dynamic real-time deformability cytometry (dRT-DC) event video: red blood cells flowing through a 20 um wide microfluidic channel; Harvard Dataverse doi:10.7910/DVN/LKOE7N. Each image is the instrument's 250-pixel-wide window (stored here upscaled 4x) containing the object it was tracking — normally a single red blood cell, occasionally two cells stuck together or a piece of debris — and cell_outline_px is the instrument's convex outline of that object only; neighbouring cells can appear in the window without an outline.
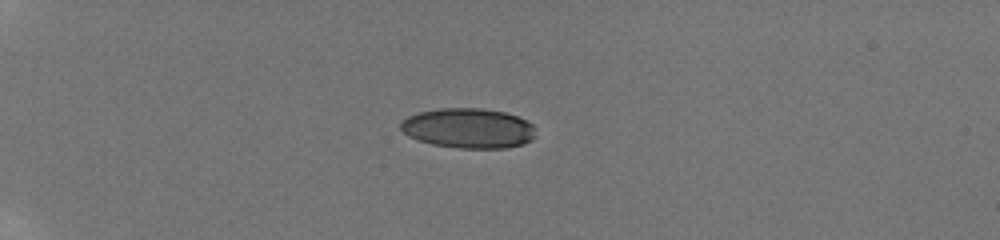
{"species": "human", "species_latin": "Homo sapiens", "temperature_condition": "room temperature", "stored_images_in_passage": 34, "camera_frame_rate_fps": 3000, "um_per_image_px": 0.085, "donor": {"sex": "male"}, "frame": {"image": 1, "passage_image": 1, "time_ms": 0.0, "image_size_px": [1000, 240], "cell_outline_px": [[536, 136], [532, 140], [524, 144], [508, 148], [460, 148], [432, 144], [416, 140], [408, 136], [400, 128], [400, 124], [408, 116], [420, 112], [440, 108], [480, 108], [504, 112], [528, 120], [536, 128]], "centroid_in_image_um": [39.86, 10.91], "position_along_channel_um": 45.1, "area_um2": 31.67}}
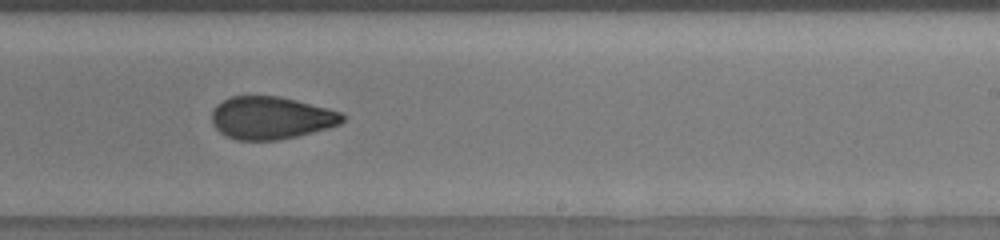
{"frame": {"image": 2, "passage_image": 19, "time_ms": 7.333, "image_size_px": [1000, 240], "cell_outline_px": [[344, 120], [340, 124], [328, 128], [296, 136], [276, 140], [236, 140], [224, 136], [212, 124], [212, 112], [216, 104], [232, 96], [280, 96], [328, 108], [340, 112], [344, 116]], "centroid_in_image_um": [23.01, 10.02], "position_along_channel_um": 266.0, "area_um2": 32.43}}
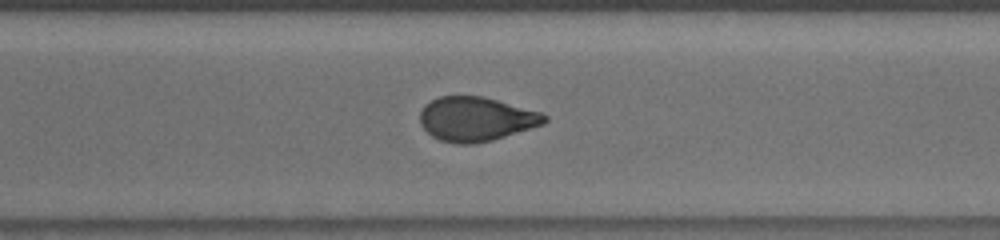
{"frame": {"image": 3, "passage_image": 24, "time_ms": 9.0, "image_size_px": [1000, 240], "cell_outline_px": [[548, 120], [544, 124], [492, 140], [476, 144], [456, 144], [440, 140], [432, 136], [420, 124], [420, 112], [424, 104], [440, 96], [484, 96], [540, 112], [548, 116]], "centroid_in_image_um": [40.46, 10.12], "position_along_channel_um": 330.1, "area_um2": 32.14}, "authors_computed_cell_mechanics": {"area_um2": 32.2524, "velocity_mm_per_s": 3.8595, "shape_relaxation_time_tau1_ms": 6.311, "shape_relaxation_time_tau2_ms": 1.7606, "deformation_change_tau1": 0.1736, "deformation_change_tau2": 0.0739}}